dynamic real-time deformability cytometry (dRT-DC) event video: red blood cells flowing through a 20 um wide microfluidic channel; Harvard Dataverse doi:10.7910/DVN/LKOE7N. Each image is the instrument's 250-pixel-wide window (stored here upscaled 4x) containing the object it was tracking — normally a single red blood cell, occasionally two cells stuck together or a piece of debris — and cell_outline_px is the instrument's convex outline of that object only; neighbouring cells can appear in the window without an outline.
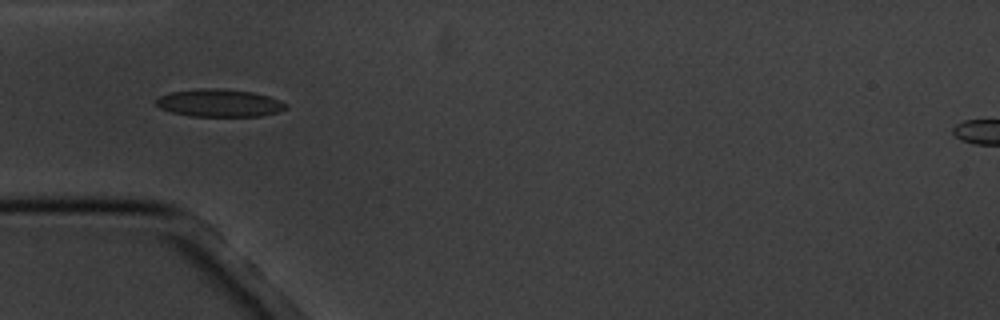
{"species": "common noctule bat (a hibernating species)", "species_latin": "Nyctalus noctula", "temperature_condition": "cold", "stored_images_in_passage": 6, "camera_frame_rate_fps": 3000, "um_per_image_px": 0.085, "animal": {"sex": "male", "body_mass_g": 20.1, "forearm_length_mm": 53.5}, "frame": {"image": 1, "passage_image": 5, "time_ms": 5.667, "image_size_px": [1000, 320], "cell_outline_px": [[288, 108], [276, 112], [260, 116], [192, 116], [172, 112], [160, 108], [156, 104], [156, 100], [160, 96], [168, 92], [200, 88], [220, 88], [252, 92], [268, 96], [280, 100], [288, 104]], "centroid_in_image_um": [18.65, 8.75], "position_along_channel_um": 66.4, "area_um2": 20.92}}
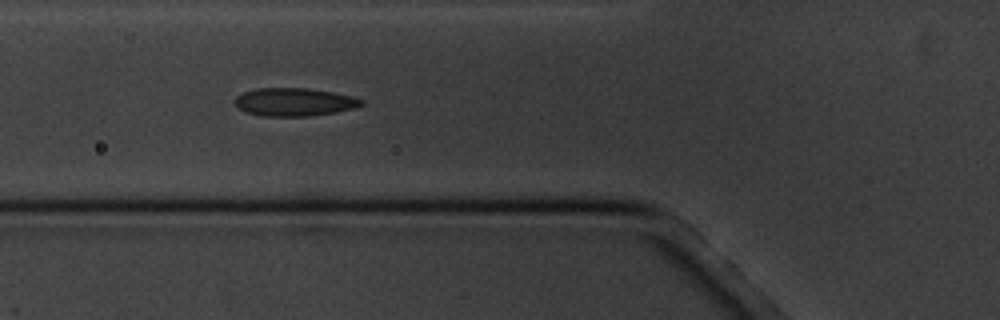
{"frame": {"image": 2, "passage_image": 6, "time_ms": 6.667, "image_size_px": [1000, 320], "cell_outline_px": [[364, 104], [356, 108], [336, 112], [308, 116], [260, 116], [244, 112], [236, 108], [236, 96], [244, 92], [256, 88], [308, 88], [332, 92], [352, 96], [364, 100]], "centroid_in_image_um": [25.01, 8.67], "position_along_channel_um": 100.8, "area_um2": 20.87}}